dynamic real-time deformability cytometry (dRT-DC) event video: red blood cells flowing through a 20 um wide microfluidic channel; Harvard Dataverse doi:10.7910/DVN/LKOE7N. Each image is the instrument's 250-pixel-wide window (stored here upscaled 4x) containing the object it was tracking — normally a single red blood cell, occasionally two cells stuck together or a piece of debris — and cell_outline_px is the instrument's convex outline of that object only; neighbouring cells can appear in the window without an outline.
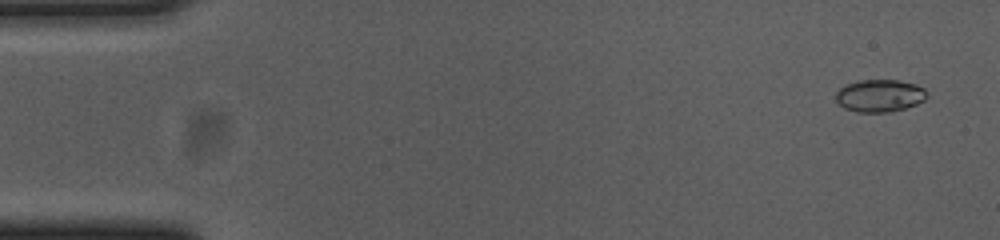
{"species": "common noctule bat (a hibernating species)", "species_latin": "Nyctalus noctula", "temperature_condition": "cold", "stored_images_in_passage": 56, "camera_frame_rate_fps": 3000, "um_per_image_px": 0.085, "animal": {"sex": "female", "body_mass_g": 23.0, "forearm_length_mm": 53.4}, "frame": {"image": 1, "passage_image": 3, "time_ms": 0.667, "image_size_px": [1000, 240], "cell_outline_px": [[928, 96], [924, 100], [916, 104], [904, 108], [888, 112], [856, 112], [844, 108], [836, 100], [836, 92], [844, 84], [860, 80], [900, 80], [916, 84], [924, 88], [928, 92]], "centroid_in_image_um": [74.78, 8.12], "position_along_channel_um": 10.2, "area_um2": 17.34}}
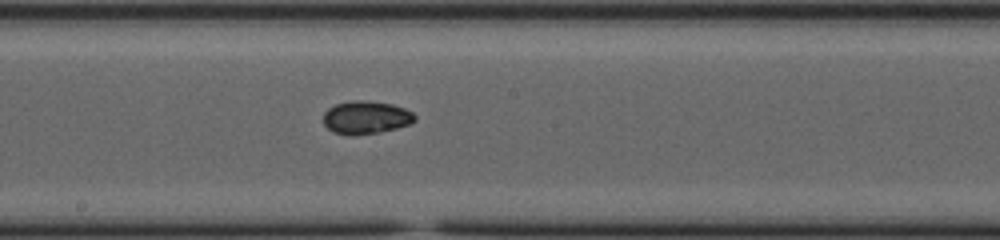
{"frame": {"image": 2, "passage_image": 30, "time_ms": 9.667, "image_size_px": [1000, 240], "cell_outline_px": [[416, 120], [408, 124], [396, 128], [380, 132], [352, 136], [332, 132], [324, 124], [324, 112], [328, 108], [336, 104], [352, 100], [360, 100], [392, 104], [404, 108], [412, 112], [416, 116]], "centroid_in_image_um": [31.09, 9.99], "position_along_channel_um": 217.1, "area_um2": 17.57}}
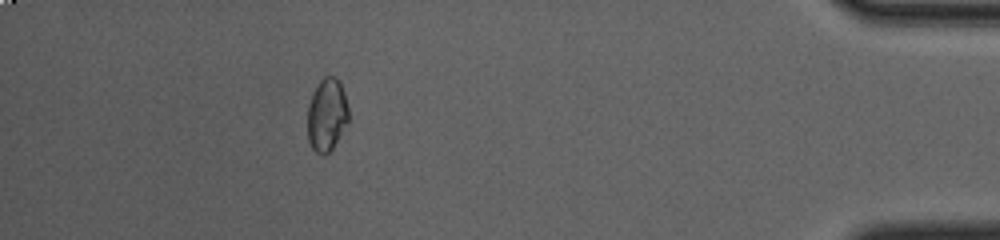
{"frame": {"image": 3, "passage_image": 50, "time_ms": 16.333, "image_size_px": [1000, 240], "cell_outline_px": [[348, 120], [332, 148], [324, 156], [320, 156], [312, 148], [308, 140], [308, 104], [320, 80], [324, 76], [332, 76], [340, 84], [344, 92], [348, 108]], "centroid_in_image_um": [27.76, 9.79], "position_along_channel_um": 407.4, "area_um2": 17.05}, "authors_computed_cell_mechanics": {"area_um2": 17.0221, "velocity_mm_per_s": 3.6875, "shape_relaxation_time_tau1_ms": 8.7206, "shape_relaxation_time_tau2_ms": null, "deformation_change_tau1": 0.1241, "deformation_change_tau2": null}}